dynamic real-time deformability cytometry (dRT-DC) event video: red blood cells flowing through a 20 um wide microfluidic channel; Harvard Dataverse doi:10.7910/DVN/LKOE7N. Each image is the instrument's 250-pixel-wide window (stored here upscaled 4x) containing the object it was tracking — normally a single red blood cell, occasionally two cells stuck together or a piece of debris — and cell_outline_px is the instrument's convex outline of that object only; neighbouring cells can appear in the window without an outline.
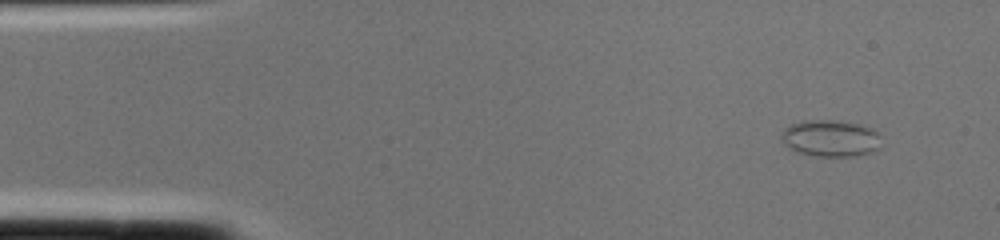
{"species": "common noctule bat (a hibernating species)", "species_latin": "Nyctalus noctula", "temperature_condition": "cold", "stored_images_in_passage": 1, "camera_frame_rate_fps": 3000, "um_per_image_px": 0.085, "animal": {"sex": "female", "body_mass_g": 22.0, "forearm_length_mm": 56.7}, "frame": {"image": 1, "passage_image": 1, "time_ms": 0.0, "image_size_px": [1000, 240], "cell_outline_px": [[880, 148], [856, 156], [816, 156], [800, 152], [788, 148], [780, 140], [780, 132], [784, 128], [792, 124], [804, 120], [832, 120], [856, 124], [872, 128], [880, 136]], "centroid_in_image_um": [70.55, 11.75], "position_along_channel_um": 14.5, "area_um2": 21.33}}